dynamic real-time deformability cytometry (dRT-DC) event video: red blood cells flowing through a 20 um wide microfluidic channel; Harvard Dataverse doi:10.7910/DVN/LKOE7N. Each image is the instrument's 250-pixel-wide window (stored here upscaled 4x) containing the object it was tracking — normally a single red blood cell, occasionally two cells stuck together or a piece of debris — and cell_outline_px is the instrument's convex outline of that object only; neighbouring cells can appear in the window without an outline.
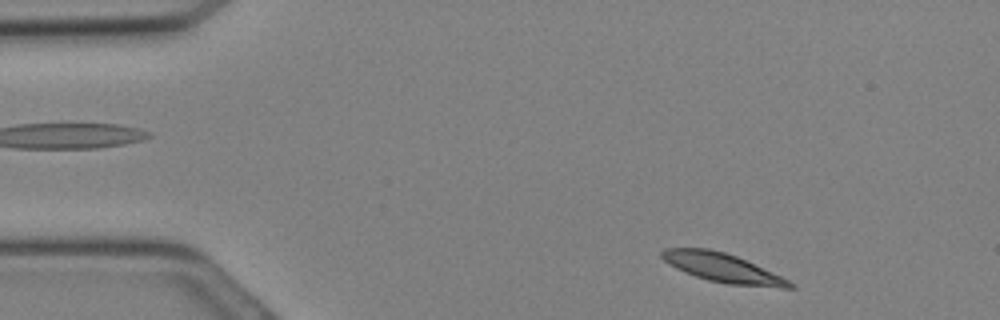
{"species": "Egyptian fruit bat (a non-hibernating species)", "species_latin": "Rousettus aegyptiacus", "temperature_condition": "cold", "stored_images_in_passage": 6, "camera_frame_rate_fps": 3000, "um_per_image_px": 0.085, "animal": {"sex": "female"}, "frame": {"image": 1, "passage_image": 2, "time_ms": 0.333, "image_size_px": [1000, 320], "cell_outline_px": [[796, 288], [780, 288], [728, 284], [708, 280], [684, 272], [668, 264], [660, 256], [660, 252], [664, 248], [708, 248], [724, 252], [736, 256], [780, 276], [796, 284]], "centroid_in_image_um": [61.4, 22.77], "position_along_channel_um": 23.6, "area_um2": 21.44}}